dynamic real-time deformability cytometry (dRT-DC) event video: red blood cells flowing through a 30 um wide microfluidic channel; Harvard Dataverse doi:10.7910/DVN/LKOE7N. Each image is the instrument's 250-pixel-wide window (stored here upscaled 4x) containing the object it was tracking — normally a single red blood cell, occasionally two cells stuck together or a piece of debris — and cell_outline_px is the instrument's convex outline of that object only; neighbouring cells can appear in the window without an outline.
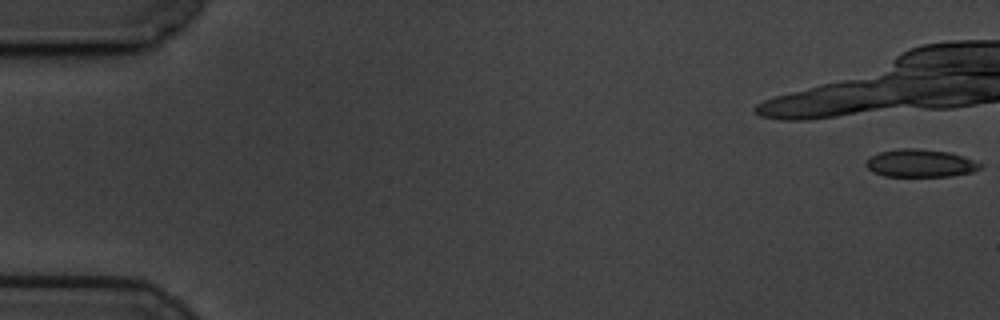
{"species": "common noctule bat (a hibernating species)", "species_latin": "Nyctalus noctula", "temperature_condition": "cold", "stored_images_in_passage": 18, "camera_frame_rate_fps": 3000, "um_per_image_px": 0.085, "animal": {"sex": "male", "body_mass_g": 19.5, "forearm_length_mm": 54.6}, "frame": {"image": 1, "passage_image": 1, "time_ms": 0.0, "image_size_px": [1000, 320], "cell_outline_px": [[984, 164], [980, 168], [972, 172], [952, 176], [884, 176], [872, 172], [864, 164], [864, 160], [880, 152], [900, 148], [916, 148], [948, 152], [964, 156]], "centroid_in_image_um": [78.22, 13.87], "position_along_channel_um": 6.8, "area_um2": 18.61}}